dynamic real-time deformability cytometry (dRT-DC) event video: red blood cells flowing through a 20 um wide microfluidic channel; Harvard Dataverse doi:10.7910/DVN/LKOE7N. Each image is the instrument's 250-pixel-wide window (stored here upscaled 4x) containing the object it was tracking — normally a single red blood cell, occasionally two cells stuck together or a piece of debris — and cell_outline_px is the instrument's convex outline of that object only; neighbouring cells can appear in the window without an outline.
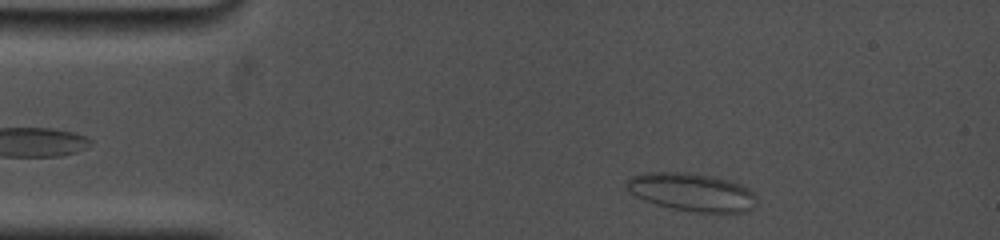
{"species": "common noctule bat (a hibernating species)", "species_latin": "Nyctalus noctula", "temperature_condition": "cold", "stored_images_in_passage": 43, "camera_frame_rate_fps": 5000, "um_per_image_px": 0.085, "animal": {"sex": "female", "body_mass_g": 19.0, "forearm_length_mm": 53.3}, "frame": {"image": 1, "passage_image": 2, "time_ms": 0.4, "image_size_px": [1000, 240], "cell_outline_px": [[756, 204], [752, 208], [744, 212], [696, 212], [672, 208], [656, 204], [636, 196], [628, 192], [624, 184], [632, 176], [644, 172], [688, 172], [712, 176], [728, 180], [740, 184], [748, 188], [756, 196]], "centroid_in_image_um": [58.78, 16.32], "position_along_channel_um": 26.2, "area_um2": 28.84}}
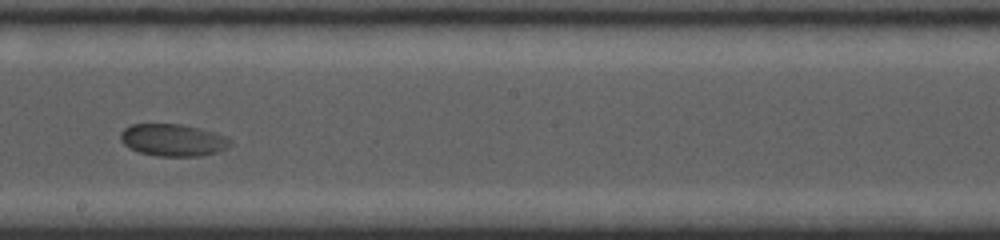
{"frame": {"image": 2, "passage_image": 24, "time_ms": 7.6, "image_size_px": [1000, 240], "cell_outline_px": [[232, 144], [228, 148], [216, 152], [200, 156], [156, 156], [140, 152], [128, 148], [120, 140], [120, 132], [128, 124], [180, 124], [200, 128], [216, 132], [228, 136], [232, 140]], "centroid_in_image_um": [14.72, 11.9], "position_along_channel_um": 233.5, "area_um2": 20.92}}
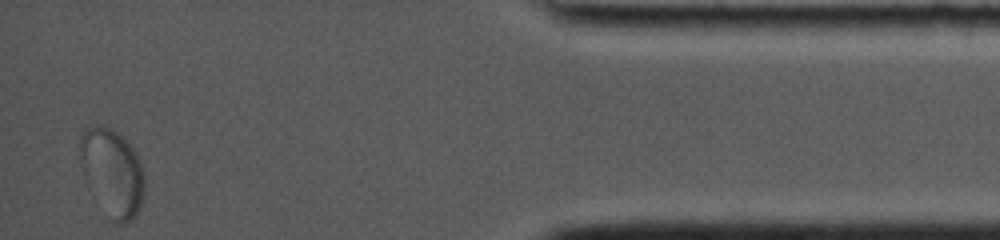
{"frame": {"image": 3, "passage_image": 43, "time_ms": 14.2, "image_size_px": [1000, 240], "cell_outline_px": [[144, 192], [140, 208], [136, 216], [132, 220], [124, 224], [116, 224], [112, 220], [84, 172], [80, 160], [80, 140], [84, 132], [88, 128], [112, 128], [124, 136], [136, 152], [140, 160], [144, 176]], "centroid_in_image_um": [9.63, 14.65], "position_along_channel_um": 425.6, "area_um2": 31.67}}